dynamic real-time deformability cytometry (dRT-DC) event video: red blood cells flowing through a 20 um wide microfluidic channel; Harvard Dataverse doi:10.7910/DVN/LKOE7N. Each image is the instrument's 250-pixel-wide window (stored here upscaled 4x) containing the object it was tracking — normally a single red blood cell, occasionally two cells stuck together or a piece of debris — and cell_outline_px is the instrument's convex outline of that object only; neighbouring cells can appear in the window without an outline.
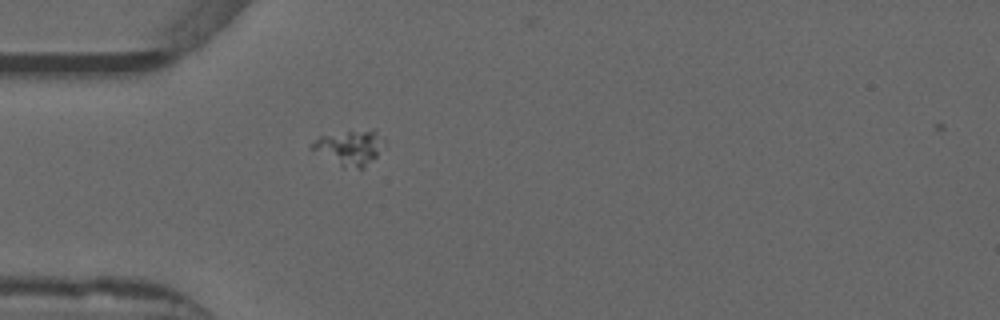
{"species": "common noctule bat (a hibernating species)", "species_latin": "Nyctalus noctula", "temperature_condition": "warm", "stored_images_in_passage": 40, "camera_frame_rate_fps": 3000, "um_per_image_px": 0.085, "animal": {"sex": "male", "forearm_length_mm": 52.5}, "frame": {"image": 1, "passage_image": 2, "time_ms": 0.333, "image_size_px": [1000, 320], "cell_outline_px": [[388, 144], [364, 168], [344, 168], [308, 148], [320, 136], [372, 128], [376, 128]], "centroid_in_image_um": [29.8, 12.53], "position_along_channel_um": 55.2, "area_um2": 15.03}}
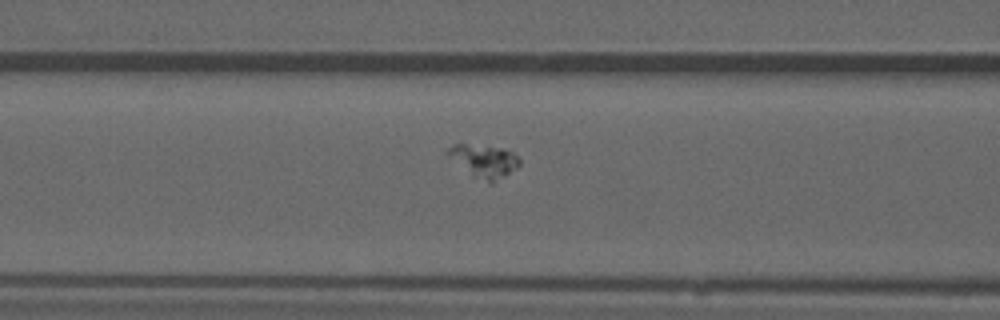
{"frame": {"image": 2, "passage_image": 8, "time_ms": 2.333, "image_size_px": [1000, 320], "cell_outline_px": [[520, 164], [516, 168], [492, 184], [472, 176], [444, 152], [452, 144], [464, 144], [500, 148], [512, 152], [520, 160]], "centroid_in_image_um": [41.12, 13.69], "position_along_channel_um": 125.5, "area_um2": 13.47}}
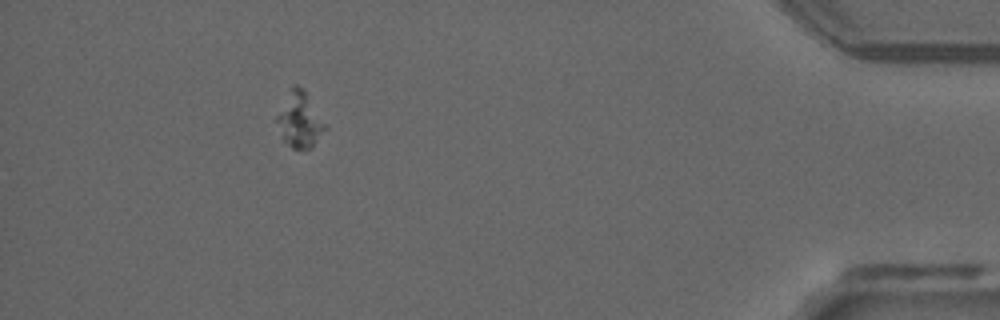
{"frame": {"image": 3, "passage_image": 35, "time_ms": 11.333, "image_size_px": [1000, 320], "cell_outline_px": [[328, 128], [312, 148], [292, 148], [284, 140], [276, 120], [276, 116], [292, 84], [296, 84], [304, 88]], "centroid_in_image_um": [25.5, 10.17], "position_along_channel_um": 409.7, "area_um2": 15.49}}